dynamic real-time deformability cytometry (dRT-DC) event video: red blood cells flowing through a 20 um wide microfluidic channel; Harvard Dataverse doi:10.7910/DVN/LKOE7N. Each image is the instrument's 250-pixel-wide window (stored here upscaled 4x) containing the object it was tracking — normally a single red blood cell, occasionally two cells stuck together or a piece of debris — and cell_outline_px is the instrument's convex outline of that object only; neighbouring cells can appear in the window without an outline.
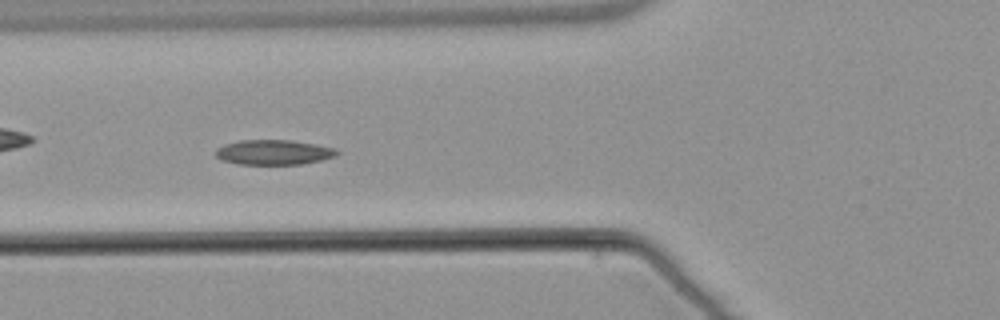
{"species": "common noctule bat (a hibernating species)", "species_latin": "Nyctalus noctula", "temperature_condition": "warm", "stored_images_in_passage": 41, "camera_frame_rate_fps": 3000, "um_per_image_px": 0.085, "animal": {"sex": "male", "body_mass_g": 21.5, "forearm_length_mm": 52.0}, "frame": {"image": 1, "passage_image": 7, "time_ms": 2.0, "image_size_px": [1000, 320], "cell_outline_px": [[340, 152], [336, 156], [304, 164], [236, 164], [220, 160], [216, 156], [216, 148], [224, 144], [240, 140], [288, 140], [336, 148]], "centroid_in_image_um": [23.23, 12.95], "position_along_channel_um": 102.6, "area_um2": 17.63}}